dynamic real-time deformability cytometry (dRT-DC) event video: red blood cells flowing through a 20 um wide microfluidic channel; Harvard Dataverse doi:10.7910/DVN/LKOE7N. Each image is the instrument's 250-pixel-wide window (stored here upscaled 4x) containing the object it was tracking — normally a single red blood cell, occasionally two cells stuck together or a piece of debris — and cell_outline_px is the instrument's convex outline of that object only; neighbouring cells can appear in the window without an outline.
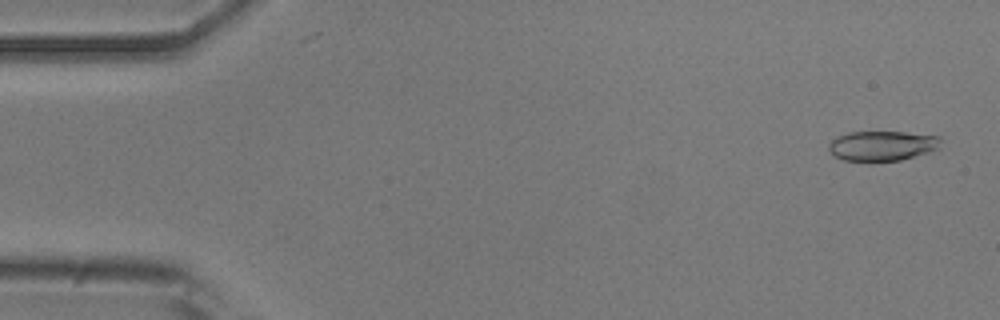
{"species": "common noctule bat (a hibernating species)", "species_latin": "Nyctalus noctula", "temperature_condition": "room temperature", "stored_images_in_passage": 45, "camera_frame_rate_fps": 3000, "um_per_image_px": 0.085, "animal": {"sex": "male", "body_mass_g": 20.5, "forearm_length_mm": 52.5}, "frame": {"image": 1, "passage_image": 2, "time_ms": 0.333, "image_size_px": [1000, 320], "cell_outline_px": [[940, 148], [928, 152], [900, 160], [868, 164], [844, 160], [836, 156], [828, 148], [828, 144], [836, 136], [848, 132], [904, 132], [940, 136]], "centroid_in_image_um": [74.95, 12.42], "position_along_channel_um": 10.0, "area_um2": 20.06}}
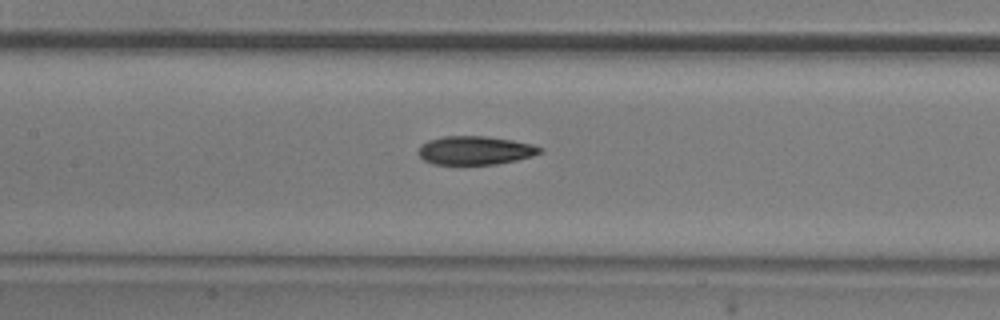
{"frame": {"image": 2, "passage_image": 24, "time_ms": 7.667, "image_size_px": [1000, 320], "cell_outline_px": [[544, 152], [532, 156], [516, 160], [496, 164], [432, 164], [424, 160], [416, 152], [420, 144], [428, 140], [444, 136], [488, 136], [512, 140], [532, 144], [544, 148]], "centroid_in_image_um": [40.38, 12.78], "position_along_channel_um": 167.0, "area_um2": 20.46}}
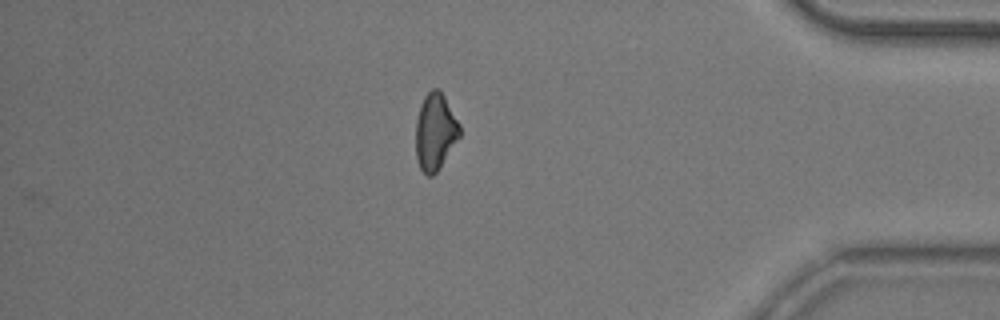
{"frame": {"image": 3, "passage_image": 45, "time_ms": 14.667, "image_size_px": [1000, 320], "cell_outline_px": [[460, 136], [436, 172], [432, 176], [428, 176], [420, 168], [416, 156], [416, 120], [420, 104], [424, 96], [432, 88], [440, 88], [460, 124]], "centroid_in_image_um": [36.99, 11.15], "position_along_channel_um": 398.2, "area_um2": 19.59}, "authors_computed_cell_mechanics": {"area_um2": 20.4612, "velocity_mm_per_s": 3.8093, "shape_relaxation_time_tau1_ms": 9.6032, "shape_relaxation_time_tau2_ms": 6.4915, "deformation_change_tau1": 0.1955, "deformation_change_tau2": 0.1379}}